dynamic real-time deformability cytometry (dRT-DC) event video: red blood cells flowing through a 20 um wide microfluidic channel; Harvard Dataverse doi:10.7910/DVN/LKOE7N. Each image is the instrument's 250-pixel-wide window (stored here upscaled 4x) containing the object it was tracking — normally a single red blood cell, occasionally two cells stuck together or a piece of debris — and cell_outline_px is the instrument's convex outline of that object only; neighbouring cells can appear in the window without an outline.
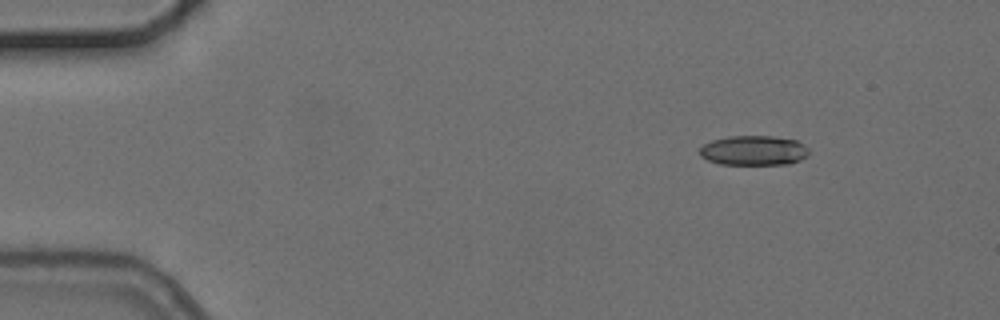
{"species": "common noctule bat (a hibernating species)", "species_latin": "Nyctalus noctula", "temperature_condition": "cold", "stored_images_in_passage": 7, "camera_frame_rate_fps": 3000, "um_per_image_px": 0.085, "animal": {"sex": "female", "body_mass_g": 24.6, "forearm_length_mm": 56.2}, "frame": {"image": 1, "passage_image": 1, "time_ms": 0.0, "image_size_px": [1000, 320], "cell_outline_px": [[808, 156], [800, 160], [788, 164], [720, 164], [708, 160], [700, 156], [700, 148], [704, 144], [712, 140], [728, 136], [772, 136], [796, 140], [804, 144], [808, 148]], "centroid_in_image_um": [64.08, 12.79], "position_along_channel_um": 20.9, "area_um2": 18.96}}
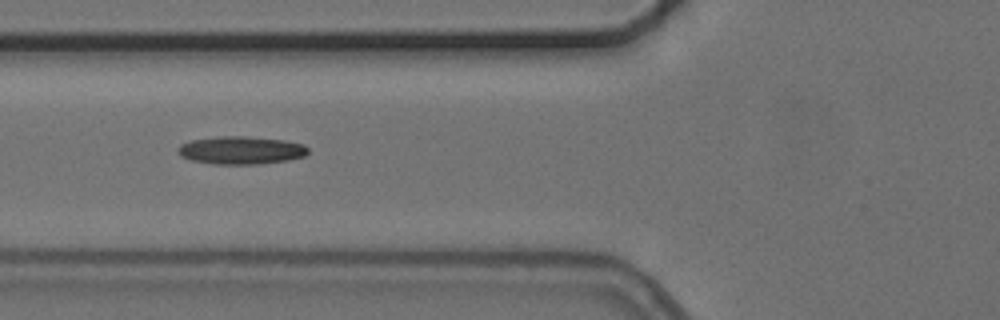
{"frame": {"image": 2, "passage_image": 5, "time_ms": 4.667, "image_size_px": [1000, 320], "cell_outline_px": [[308, 152], [304, 156], [288, 160], [256, 164], [212, 164], [192, 160], [180, 156], [176, 152], [176, 148], [180, 144], [192, 140], [220, 136], [244, 136], [284, 140], [304, 144], [308, 148]], "centroid_in_image_um": [20.45, 12.77], "position_along_channel_um": 105.3, "area_um2": 21.21}}
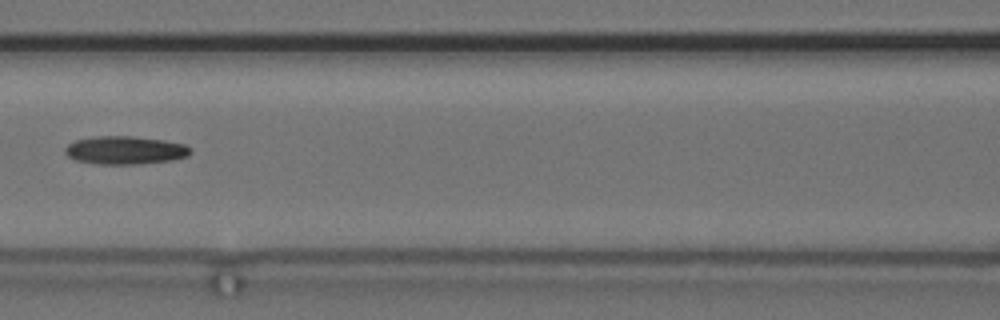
{"frame": {"image": 3, "passage_image": 6, "time_ms": 6.0, "image_size_px": [1000, 320], "cell_outline_px": [[192, 152], [188, 156], [172, 160], [136, 164], [96, 164], [76, 160], [68, 156], [64, 152], [64, 148], [68, 144], [76, 140], [96, 136], [132, 136], [164, 140], [184, 144], [192, 148]], "centroid_in_image_um": [10.64, 12.77], "position_along_channel_um": 156.0, "area_um2": 20.63}}